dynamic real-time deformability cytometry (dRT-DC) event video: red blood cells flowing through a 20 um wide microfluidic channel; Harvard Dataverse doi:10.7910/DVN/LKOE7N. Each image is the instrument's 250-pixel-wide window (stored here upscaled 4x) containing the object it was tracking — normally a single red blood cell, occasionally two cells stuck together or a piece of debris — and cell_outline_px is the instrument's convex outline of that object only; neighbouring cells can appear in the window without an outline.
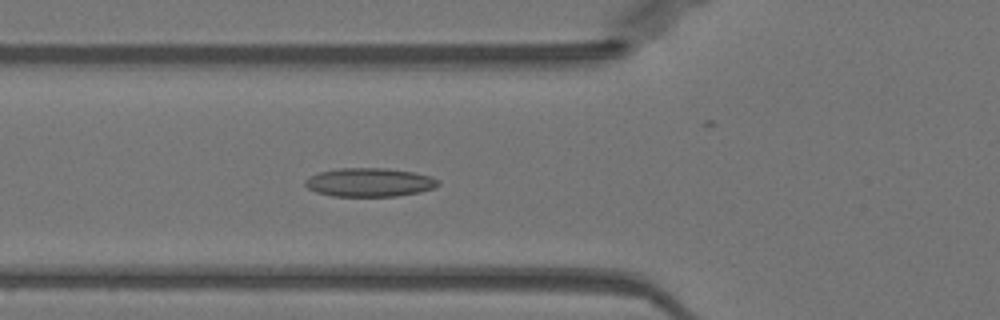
{"species": "Egyptian fruit bat (a non-hibernating species)", "species_latin": "Rousettus aegyptiacus", "temperature_condition": "warm", "stored_images_in_passage": 51, "segment_of_instrument_passage": [1, 2], "camera_frame_rate_fps": 3000, "um_per_image_px": 0.085, "animal": {"sex": "female"}, "frame": {"image": 1, "passage_image": 18, "time_ms": 5.667, "image_size_px": [1000, 320], "cell_outline_px": [[440, 184], [432, 188], [420, 192], [396, 196], [332, 196], [316, 192], [308, 188], [304, 184], [304, 180], [320, 172], [340, 168], [388, 168], [412, 172], [432, 176], [440, 180]], "centroid_in_image_um": [31.43, 15.5], "position_along_channel_um": 94.4, "area_um2": 22.2}}
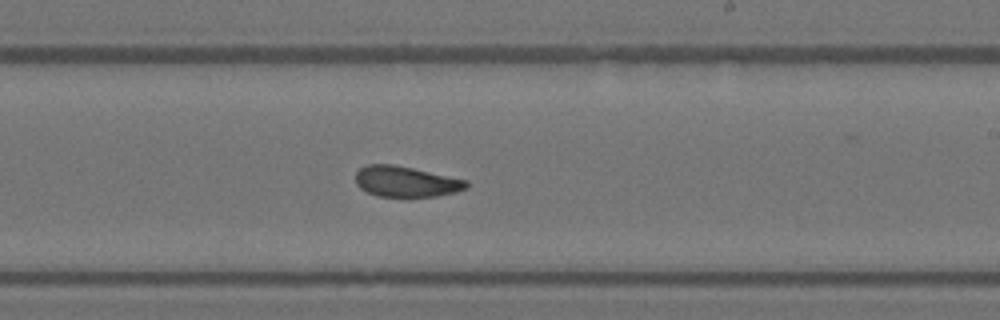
{"frame": {"image": 2, "passage_image": 30, "time_ms": 9.667, "image_size_px": [1000, 320], "cell_outline_px": [[468, 188], [456, 192], [436, 196], [376, 196], [360, 188], [356, 184], [356, 172], [364, 164], [392, 164], [412, 168], [468, 180]], "centroid_in_image_um": [34.5, 15.43], "position_along_channel_um": 254.5, "area_um2": 19.77}}
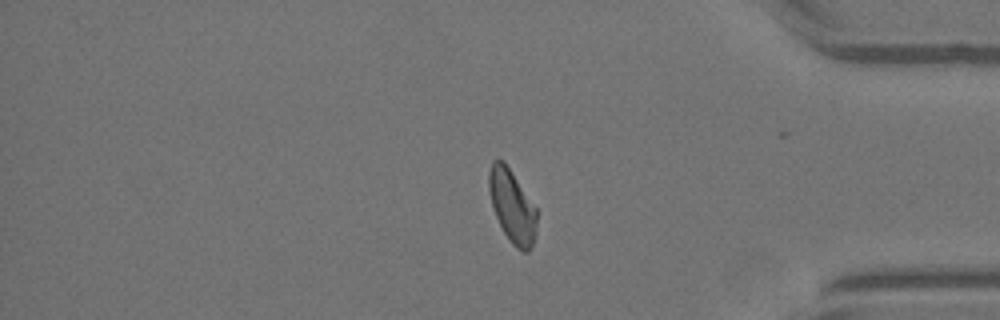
{"frame": {"image": 3, "passage_image": 42, "time_ms": 13.667, "image_size_px": [1000, 320], "cell_outline_px": [[536, 236], [532, 248], [528, 252], [524, 252], [516, 248], [508, 240], [496, 216], [492, 204], [488, 188], [488, 172], [492, 160], [504, 160], [536, 208]], "centroid_in_image_um": [43.53, 17.54], "position_along_channel_um": 391.7, "area_um2": 20.35}}